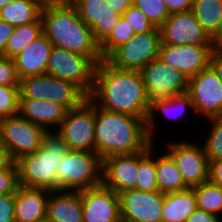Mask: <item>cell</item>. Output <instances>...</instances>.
Instances as JSON below:
<instances>
[{
    "mask_svg": "<svg viewBox=\"0 0 222 222\" xmlns=\"http://www.w3.org/2000/svg\"><path fill=\"white\" fill-rule=\"evenodd\" d=\"M95 152L103 160L113 155L134 154L150 141L146 120L105 110L94 102Z\"/></svg>",
    "mask_w": 222,
    "mask_h": 222,
    "instance_id": "obj_2",
    "label": "cell"
},
{
    "mask_svg": "<svg viewBox=\"0 0 222 222\" xmlns=\"http://www.w3.org/2000/svg\"><path fill=\"white\" fill-rule=\"evenodd\" d=\"M89 97L101 108L147 119V91L140 71L121 70L105 59L95 69L94 87Z\"/></svg>",
    "mask_w": 222,
    "mask_h": 222,
    "instance_id": "obj_1",
    "label": "cell"
},
{
    "mask_svg": "<svg viewBox=\"0 0 222 222\" xmlns=\"http://www.w3.org/2000/svg\"><path fill=\"white\" fill-rule=\"evenodd\" d=\"M193 113L195 112L192 99L190 98V95L185 92L177 95H173L169 100L164 101V102H159L153 105L149 109V113L146 119V129H147V134L152 143L154 142V137L157 134V123H159L157 120H160L156 115H161L170 120H175V119H180L182 118L181 121H185V118L183 120V115L184 113L186 114L187 112ZM187 111V112H186ZM192 111V112H191ZM160 113V114H159Z\"/></svg>",
    "mask_w": 222,
    "mask_h": 222,
    "instance_id": "obj_24",
    "label": "cell"
},
{
    "mask_svg": "<svg viewBox=\"0 0 222 222\" xmlns=\"http://www.w3.org/2000/svg\"><path fill=\"white\" fill-rule=\"evenodd\" d=\"M140 73L147 91L148 109L173 95L187 92L188 78L159 57L146 64Z\"/></svg>",
    "mask_w": 222,
    "mask_h": 222,
    "instance_id": "obj_7",
    "label": "cell"
},
{
    "mask_svg": "<svg viewBox=\"0 0 222 222\" xmlns=\"http://www.w3.org/2000/svg\"><path fill=\"white\" fill-rule=\"evenodd\" d=\"M55 133L69 150L95 152L94 101L87 97L78 107L67 110Z\"/></svg>",
    "mask_w": 222,
    "mask_h": 222,
    "instance_id": "obj_9",
    "label": "cell"
},
{
    "mask_svg": "<svg viewBox=\"0 0 222 222\" xmlns=\"http://www.w3.org/2000/svg\"><path fill=\"white\" fill-rule=\"evenodd\" d=\"M197 208L222 219V187L207 180L193 187Z\"/></svg>",
    "mask_w": 222,
    "mask_h": 222,
    "instance_id": "obj_31",
    "label": "cell"
},
{
    "mask_svg": "<svg viewBox=\"0 0 222 222\" xmlns=\"http://www.w3.org/2000/svg\"><path fill=\"white\" fill-rule=\"evenodd\" d=\"M161 43L172 45H213V39L192 11L170 14L159 27Z\"/></svg>",
    "mask_w": 222,
    "mask_h": 222,
    "instance_id": "obj_15",
    "label": "cell"
},
{
    "mask_svg": "<svg viewBox=\"0 0 222 222\" xmlns=\"http://www.w3.org/2000/svg\"><path fill=\"white\" fill-rule=\"evenodd\" d=\"M191 11L213 39L222 25V0H193Z\"/></svg>",
    "mask_w": 222,
    "mask_h": 222,
    "instance_id": "obj_27",
    "label": "cell"
},
{
    "mask_svg": "<svg viewBox=\"0 0 222 222\" xmlns=\"http://www.w3.org/2000/svg\"><path fill=\"white\" fill-rule=\"evenodd\" d=\"M35 222H50L47 218L43 219V220H39V221H35Z\"/></svg>",
    "mask_w": 222,
    "mask_h": 222,
    "instance_id": "obj_50",
    "label": "cell"
},
{
    "mask_svg": "<svg viewBox=\"0 0 222 222\" xmlns=\"http://www.w3.org/2000/svg\"><path fill=\"white\" fill-rule=\"evenodd\" d=\"M209 66L222 82V51L212 50L209 58Z\"/></svg>",
    "mask_w": 222,
    "mask_h": 222,
    "instance_id": "obj_45",
    "label": "cell"
},
{
    "mask_svg": "<svg viewBox=\"0 0 222 222\" xmlns=\"http://www.w3.org/2000/svg\"><path fill=\"white\" fill-rule=\"evenodd\" d=\"M109 6L118 14L123 13L132 5V0H106Z\"/></svg>",
    "mask_w": 222,
    "mask_h": 222,
    "instance_id": "obj_46",
    "label": "cell"
},
{
    "mask_svg": "<svg viewBox=\"0 0 222 222\" xmlns=\"http://www.w3.org/2000/svg\"><path fill=\"white\" fill-rule=\"evenodd\" d=\"M13 29V25H10L5 20L0 19V56H4L5 47Z\"/></svg>",
    "mask_w": 222,
    "mask_h": 222,
    "instance_id": "obj_43",
    "label": "cell"
},
{
    "mask_svg": "<svg viewBox=\"0 0 222 222\" xmlns=\"http://www.w3.org/2000/svg\"><path fill=\"white\" fill-rule=\"evenodd\" d=\"M14 0H0V10L9 2Z\"/></svg>",
    "mask_w": 222,
    "mask_h": 222,
    "instance_id": "obj_49",
    "label": "cell"
},
{
    "mask_svg": "<svg viewBox=\"0 0 222 222\" xmlns=\"http://www.w3.org/2000/svg\"><path fill=\"white\" fill-rule=\"evenodd\" d=\"M43 33L53 46L89 57L96 65L103 60L92 29L73 6L41 11Z\"/></svg>",
    "mask_w": 222,
    "mask_h": 222,
    "instance_id": "obj_3",
    "label": "cell"
},
{
    "mask_svg": "<svg viewBox=\"0 0 222 222\" xmlns=\"http://www.w3.org/2000/svg\"><path fill=\"white\" fill-rule=\"evenodd\" d=\"M19 86H0V119L18 115Z\"/></svg>",
    "mask_w": 222,
    "mask_h": 222,
    "instance_id": "obj_35",
    "label": "cell"
},
{
    "mask_svg": "<svg viewBox=\"0 0 222 222\" xmlns=\"http://www.w3.org/2000/svg\"><path fill=\"white\" fill-rule=\"evenodd\" d=\"M96 66L89 57L53 46L46 74L75 84L89 97L94 87Z\"/></svg>",
    "mask_w": 222,
    "mask_h": 222,
    "instance_id": "obj_8",
    "label": "cell"
},
{
    "mask_svg": "<svg viewBox=\"0 0 222 222\" xmlns=\"http://www.w3.org/2000/svg\"><path fill=\"white\" fill-rule=\"evenodd\" d=\"M68 151V146L55 132H48L36 151L16 161L19 185L57 190V166Z\"/></svg>",
    "mask_w": 222,
    "mask_h": 222,
    "instance_id": "obj_4",
    "label": "cell"
},
{
    "mask_svg": "<svg viewBox=\"0 0 222 222\" xmlns=\"http://www.w3.org/2000/svg\"><path fill=\"white\" fill-rule=\"evenodd\" d=\"M12 162L8 151L0 144V170L6 169Z\"/></svg>",
    "mask_w": 222,
    "mask_h": 222,
    "instance_id": "obj_47",
    "label": "cell"
},
{
    "mask_svg": "<svg viewBox=\"0 0 222 222\" xmlns=\"http://www.w3.org/2000/svg\"><path fill=\"white\" fill-rule=\"evenodd\" d=\"M83 222H122L120 198L103 184L81 190Z\"/></svg>",
    "mask_w": 222,
    "mask_h": 222,
    "instance_id": "obj_16",
    "label": "cell"
},
{
    "mask_svg": "<svg viewBox=\"0 0 222 222\" xmlns=\"http://www.w3.org/2000/svg\"><path fill=\"white\" fill-rule=\"evenodd\" d=\"M48 132L19 115L0 119V144L13 162L36 151Z\"/></svg>",
    "mask_w": 222,
    "mask_h": 222,
    "instance_id": "obj_11",
    "label": "cell"
},
{
    "mask_svg": "<svg viewBox=\"0 0 222 222\" xmlns=\"http://www.w3.org/2000/svg\"><path fill=\"white\" fill-rule=\"evenodd\" d=\"M50 190L19 186L15 193V222H35L46 218Z\"/></svg>",
    "mask_w": 222,
    "mask_h": 222,
    "instance_id": "obj_23",
    "label": "cell"
},
{
    "mask_svg": "<svg viewBox=\"0 0 222 222\" xmlns=\"http://www.w3.org/2000/svg\"><path fill=\"white\" fill-rule=\"evenodd\" d=\"M160 30L135 33L126 43L116 48L105 60L121 70L140 71L146 64L159 57Z\"/></svg>",
    "mask_w": 222,
    "mask_h": 222,
    "instance_id": "obj_10",
    "label": "cell"
},
{
    "mask_svg": "<svg viewBox=\"0 0 222 222\" xmlns=\"http://www.w3.org/2000/svg\"><path fill=\"white\" fill-rule=\"evenodd\" d=\"M213 45H172L161 43L159 58L181 71L188 79L209 65Z\"/></svg>",
    "mask_w": 222,
    "mask_h": 222,
    "instance_id": "obj_17",
    "label": "cell"
},
{
    "mask_svg": "<svg viewBox=\"0 0 222 222\" xmlns=\"http://www.w3.org/2000/svg\"><path fill=\"white\" fill-rule=\"evenodd\" d=\"M211 125L209 126L208 136L202 143L204 152L208 161L222 158V116L211 117L206 119Z\"/></svg>",
    "mask_w": 222,
    "mask_h": 222,
    "instance_id": "obj_33",
    "label": "cell"
},
{
    "mask_svg": "<svg viewBox=\"0 0 222 222\" xmlns=\"http://www.w3.org/2000/svg\"><path fill=\"white\" fill-rule=\"evenodd\" d=\"M135 32L126 18L121 15L109 36L99 45L100 54L106 59L116 48L128 42Z\"/></svg>",
    "mask_w": 222,
    "mask_h": 222,
    "instance_id": "obj_32",
    "label": "cell"
},
{
    "mask_svg": "<svg viewBox=\"0 0 222 222\" xmlns=\"http://www.w3.org/2000/svg\"><path fill=\"white\" fill-rule=\"evenodd\" d=\"M122 222H162L164 195L130 189L118 194Z\"/></svg>",
    "mask_w": 222,
    "mask_h": 222,
    "instance_id": "obj_14",
    "label": "cell"
},
{
    "mask_svg": "<svg viewBox=\"0 0 222 222\" xmlns=\"http://www.w3.org/2000/svg\"><path fill=\"white\" fill-rule=\"evenodd\" d=\"M38 8L43 11L51 8H64L74 5L75 0H35Z\"/></svg>",
    "mask_w": 222,
    "mask_h": 222,
    "instance_id": "obj_44",
    "label": "cell"
},
{
    "mask_svg": "<svg viewBox=\"0 0 222 222\" xmlns=\"http://www.w3.org/2000/svg\"><path fill=\"white\" fill-rule=\"evenodd\" d=\"M196 208L193 188L165 194L161 212L162 222H186Z\"/></svg>",
    "mask_w": 222,
    "mask_h": 222,
    "instance_id": "obj_25",
    "label": "cell"
},
{
    "mask_svg": "<svg viewBox=\"0 0 222 222\" xmlns=\"http://www.w3.org/2000/svg\"><path fill=\"white\" fill-rule=\"evenodd\" d=\"M0 86H19V78L12 58L0 56Z\"/></svg>",
    "mask_w": 222,
    "mask_h": 222,
    "instance_id": "obj_38",
    "label": "cell"
},
{
    "mask_svg": "<svg viewBox=\"0 0 222 222\" xmlns=\"http://www.w3.org/2000/svg\"><path fill=\"white\" fill-rule=\"evenodd\" d=\"M160 152L161 150L158 156L156 155V180L159 191L168 194L188 189L172 158L166 152Z\"/></svg>",
    "mask_w": 222,
    "mask_h": 222,
    "instance_id": "obj_26",
    "label": "cell"
},
{
    "mask_svg": "<svg viewBox=\"0 0 222 222\" xmlns=\"http://www.w3.org/2000/svg\"><path fill=\"white\" fill-rule=\"evenodd\" d=\"M156 145L151 143L146 149L138 152L136 190L144 192L159 191L156 180Z\"/></svg>",
    "mask_w": 222,
    "mask_h": 222,
    "instance_id": "obj_28",
    "label": "cell"
},
{
    "mask_svg": "<svg viewBox=\"0 0 222 222\" xmlns=\"http://www.w3.org/2000/svg\"><path fill=\"white\" fill-rule=\"evenodd\" d=\"M186 222H222V219L215 214L196 208Z\"/></svg>",
    "mask_w": 222,
    "mask_h": 222,
    "instance_id": "obj_42",
    "label": "cell"
},
{
    "mask_svg": "<svg viewBox=\"0 0 222 222\" xmlns=\"http://www.w3.org/2000/svg\"><path fill=\"white\" fill-rule=\"evenodd\" d=\"M52 47L53 44L44 33L30 42L13 58L18 78L46 74Z\"/></svg>",
    "mask_w": 222,
    "mask_h": 222,
    "instance_id": "obj_21",
    "label": "cell"
},
{
    "mask_svg": "<svg viewBox=\"0 0 222 222\" xmlns=\"http://www.w3.org/2000/svg\"><path fill=\"white\" fill-rule=\"evenodd\" d=\"M67 109L48 100L19 99L18 115L47 132H55L65 118Z\"/></svg>",
    "mask_w": 222,
    "mask_h": 222,
    "instance_id": "obj_20",
    "label": "cell"
},
{
    "mask_svg": "<svg viewBox=\"0 0 222 222\" xmlns=\"http://www.w3.org/2000/svg\"><path fill=\"white\" fill-rule=\"evenodd\" d=\"M86 98L75 84L48 74L19 79V99L48 100L70 110L78 107Z\"/></svg>",
    "mask_w": 222,
    "mask_h": 222,
    "instance_id": "obj_6",
    "label": "cell"
},
{
    "mask_svg": "<svg viewBox=\"0 0 222 222\" xmlns=\"http://www.w3.org/2000/svg\"><path fill=\"white\" fill-rule=\"evenodd\" d=\"M123 16L129 22L135 33H145L156 28L147 16L134 5H131L123 13Z\"/></svg>",
    "mask_w": 222,
    "mask_h": 222,
    "instance_id": "obj_36",
    "label": "cell"
},
{
    "mask_svg": "<svg viewBox=\"0 0 222 222\" xmlns=\"http://www.w3.org/2000/svg\"><path fill=\"white\" fill-rule=\"evenodd\" d=\"M19 186L18 167L16 162H12L0 170V195L16 193Z\"/></svg>",
    "mask_w": 222,
    "mask_h": 222,
    "instance_id": "obj_37",
    "label": "cell"
},
{
    "mask_svg": "<svg viewBox=\"0 0 222 222\" xmlns=\"http://www.w3.org/2000/svg\"><path fill=\"white\" fill-rule=\"evenodd\" d=\"M77 15L92 29L95 41L100 45L118 23L121 15L106 0H75Z\"/></svg>",
    "mask_w": 222,
    "mask_h": 222,
    "instance_id": "obj_18",
    "label": "cell"
},
{
    "mask_svg": "<svg viewBox=\"0 0 222 222\" xmlns=\"http://www.w3.org/2000/svg\"><path fill=\"white\" fill-rule=\"evenodd\" d=\"M187 93L199 118L222 116V82L209 65L188 79Z\"/></svg>",
    "mask_w": 222,
    "mask_h": 222,
    "instance_id": "obj_13",
    "label": "cell"
},
{
    "mask_svg": "<svg viewBox=\"0 0 222 222\" xmlns=\"http://www.w3.org/2000/svg\"><path fill=\"white\" fill-rule=\"evenodd\" d=\"M176 139L165 145V151L180 171L185 185L193 188L208 180L209 161L204 152L202 143Z\"/></svg>",
    "mask_w": 222,
    "mask_h": 222,
    "instance_id": "obj_12",
    "label": "cell"
},
{
    "mask_svg": "<svg viewBox=\"0 0 222 222\" xmlns=\"http://www.w3.org/2000/svg\"><path fill=\"white\" fill-rule=\"evenodd\" d=\"M169 14L188 12L192 10L193 0H163Z\"/></svg>",
    "mask_w": 222,
    "mask_h": 222,
    "instance_id": "obj_40",
    "label": "cell"
},
{
    "mask_svg": "<svg viewBox=\"0 0 222 222\" xmlns=\"http://www.w3.org/2000/svg\"><path fill=\"white\" fill-rule=\"evenodd\" d=\"M0 222H15V193L0 195Z\"/></svg>",
    "mask_w": 222,
    "mask_h": 222,
    "instance_id": "obj_39",
    "label": "cell"
},
{
    "mask_svg": "<svg viewBox=\"0 0 222 222\" xmlns=\"http://www.w3.org/2000/svg\"><path fill=\"white\" fill-rule=\"evenodd\" d=\"M213 49L222 51V25L218 33L213 38Z\"/></svg>",
    "mask_w": 222,
    "mask_h": 222,
    "instance_id": "obj_48",
    "label": "cell"
},
{
    "mask_svg": "<svg viewBox=\"0 0 222 222\" xmlns=\"http://www.w3.org/2000/svg\"><path fill=\"white\" fill-rule=\"evenodd\" d=\"M138 171V152L113 155L102 160V184L117 194L135 189Z\"/></svg>",
    "mask_w": 222,
    "mask_h": 222,
    "instance_id": "obj_19",
    "label": "cell"
},
{
    "mask_svg": "<svg viewBox=\"0 0 222 222\" xmlns=\"http://www.w3.org/2000/svg\"><path fill=\"white\" fill-rule=\"evenodd\" d=\"M132 5L139 8L157 28L170 15L163 0H132Z\"/></svg>",
    "mask_w": 222,
    "mask_h": 222,
    "instance_id": "obj_34",
    "label": "cell"
},
{
    "mask_svg": "<svg viewBox=\"0 0 222 222\" xmlns=\"http://www.w3.org/2000/svg\"><path fill=\"white\" fill-rule=\"evenodd\" d=\"M42 33L43 22L41 16L32 23L14 27L5 47L4 56L13 59Z\"/></svg>",
    "mask_w": 222,
    "mask_h": 222,
    "instance_id": "obj_30",
    "label": "cell"
},
{
    "mask_svg": "<svg viewBox=\"0 0 222 222\" xmlns=\"http://www.w3.org/2000/svg\"><path fill=\"white\" fill-rule=\"evenodd\" d=\"M208 180L222 187V158L209 161Z\"/></svg>",
    "mask_w": 222,
    "mask_h": 222,
    "instance_id": "obj_41",
    "label": "cell"
},
{
    "mask_svg": "<svg viewBox=\"0 0 222 222\" xmlns=\"http://www.w3.org/2000/svg\"><path fill=\"white\" fill-rule=\"evenodd\" d=\"M57 167V190L80 191L102 184V159L96 152L69 150Z\"/></svg>",
    "mask_w": 222,
    "mask_h": 222,
    "instance_id": "obj_5",
    "label": "cell"
},
{
    "mask_svg": "<svg viewBox=\"0 0 222 222\" xmlns=\"http://www.w3.org/2000/svg\"><path fill=\"white\" fill-rule=\"evenodd\" d=\"M80 191H50L46 218L50 222H83Z\"/></svg>",
    "mask_w": 222,
    "mask_h": 222,
    "instance_id": "obj_22",
    "label": "cell"
},
{
    "mask_svg": "<svg viewBox=\"0 0 222 222\" xmlns=\"http://www.w3.org/2000/svg\"><path fill=\"white\" fill-rule=\"evenodd\" d=\"M41 16L35 0H14L0 10V19L14 27L36 21Z\"/></svg>",
    "mask_w": 222,
    "mask_h": 222,
    "instance_id": "obj_29",
    "label": "cell"
}]
</instances>
